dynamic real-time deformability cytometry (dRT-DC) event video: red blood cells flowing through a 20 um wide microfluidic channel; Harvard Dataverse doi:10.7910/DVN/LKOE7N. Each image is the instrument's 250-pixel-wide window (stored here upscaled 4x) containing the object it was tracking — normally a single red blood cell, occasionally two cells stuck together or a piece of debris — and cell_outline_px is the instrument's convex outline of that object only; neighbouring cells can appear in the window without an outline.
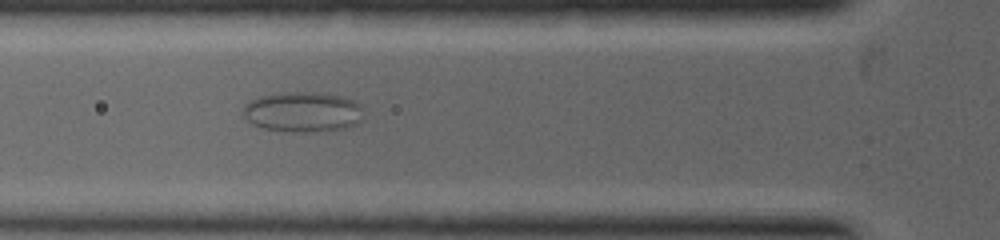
{"species": "common noctule bat (a hibernating species)", "species_latin": "Nyctalus noctula", "temperature_condition": "warm", "stored_images_in_passage": 14, "camera_frame_rate_fps": 5000, "um_per_image_px": 0.085, "animal": {"sex": "female", "body_mass_g": 19.0, "forearm_length_mm": 53.3}, "frame": {"image": 1, "passage_image": 10, "time_ms": 2.6, "image_size_px": [1000, 240], "cell_outline_px": [[360, 108], [356, 124], [348, 128], [304, 132], [264, 128], [252, 124], [244, 116], [244, 104], [248, 100], [260, 96], [280, 92], [320, 92], [340, 96], [352, 100], [360, 104]], "centroid_in_image_um": [25.67, 9.49], "position_along_channel_um": 100.1, "area_um2": 27.8}}
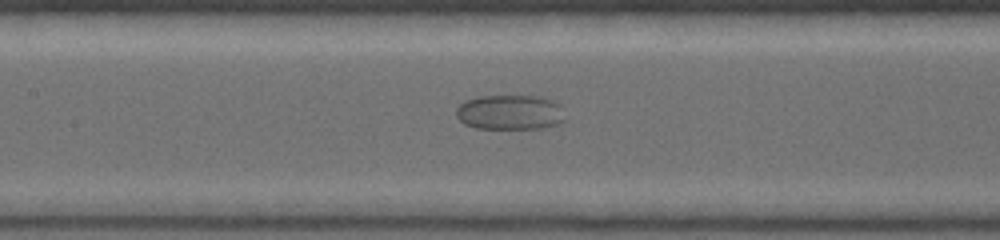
{"frame": {"image": 2, "passage_image": 14, "time_ms": 3.6, "image_size_px": [1000, 240], "cell_outline_px": [[564, 120], [556, 124], [540, 128], [476, 128], [464, 124], [456, 116], [456, 108], [464, 100], [476, 96], [540, 96], [552, 100], [560, 104]], "centroid_in_image_um": [43.3, 9.53], "position_along_channel_um": 164.1, "area_um2": 22.14}}